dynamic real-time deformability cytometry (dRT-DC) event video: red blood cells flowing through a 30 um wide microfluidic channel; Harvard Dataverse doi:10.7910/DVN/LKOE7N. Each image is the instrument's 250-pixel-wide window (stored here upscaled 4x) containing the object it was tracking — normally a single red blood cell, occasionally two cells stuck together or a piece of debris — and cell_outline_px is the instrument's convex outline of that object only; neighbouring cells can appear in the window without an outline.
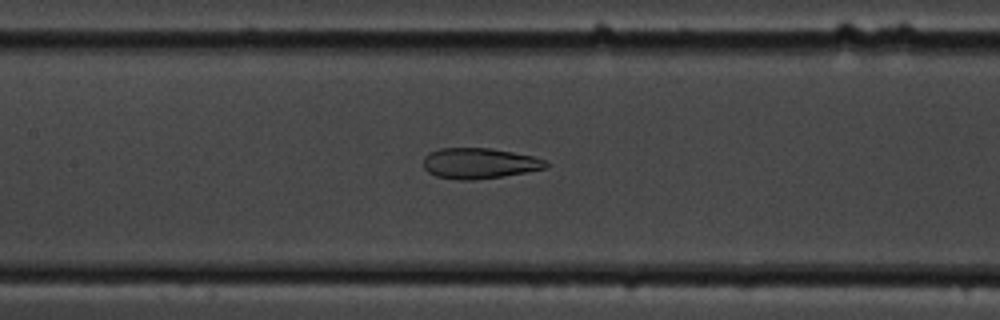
{"species": "common noctule bat (a hibernating species)", "species_latin": "Nyctalus noctula", "temperature_condition": "cold", "stored_images_in_passage": 53, "camera_frame_rate_fps": 3000, "um_per_image_px": 0.085, "animal": {"sex": "male", "body_mass_g": 19.5, "forearm_length_mm": 54.6}, "frame": {"image": 1, "passage_image": 22, "time_ms": 7.0, "image_size_px": [1000, 320], "cell_outline_px": [[548, 164], [544, 168], [504, 176], [472, 180], [456, 180], [436, 176], [428, 172], [424, 168], [424, 156], [428, 152], [440, 148], [488, 148], [512, 152], [532, 156], [548, 160]], "centroid_in_image_um": [40.7, 13.88], "position_along_channel_um": 166.7, "area_um2": 21.85}}
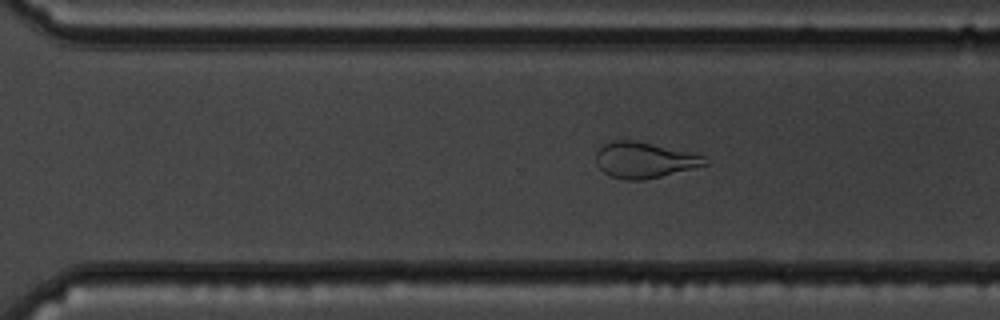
{"frame": {"image": 2, "passage_image": 35, "time_ms": 11.333, "image_size_px": [1000, 320], "cell_outline_px": [[708, 164], [644, 180], [624, 180], [612, 176], [604, 172], [596, 164], [596, 152], [604, 144], [612, 140], [636, 140], [688, 152], [704, 156]], "centroid_in_image_um": [54.72, 13.6], "position_along_channel_um": 315.9, "area_um2": 22.43}}
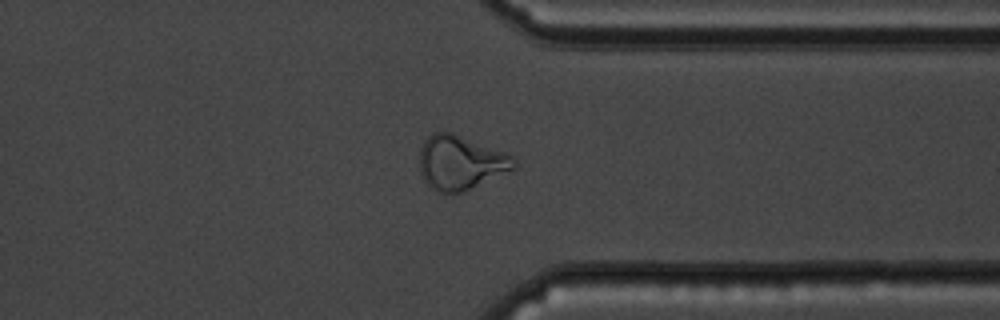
{"frame": {"image": 3, "passage_image": 40, "time_ms": 13.0, "image_size_px": [1000, 320], "cell_outline_px": [[516, 168], [460, 192], [440, 192], [428, 184], [420, 168], [420, 148], [424, 140], [432, 132], [452, 132], [516, 156]], "centroid_in_image_um": [39.17, 13.77], "position_along_channel_um": 372.2, "area_um2": 29.36}, "authors_computed_cell_mechanics": {"area_um2": 26.4724, "velocity_mm_per_s": 3.4532, "shape_relaxation_time_tau1_ms": null, "shape_relaxation_time_tau2_ms": 1.8838, "deformation_change_tau1": null, "deformation_change_tau2": 0.1019}}